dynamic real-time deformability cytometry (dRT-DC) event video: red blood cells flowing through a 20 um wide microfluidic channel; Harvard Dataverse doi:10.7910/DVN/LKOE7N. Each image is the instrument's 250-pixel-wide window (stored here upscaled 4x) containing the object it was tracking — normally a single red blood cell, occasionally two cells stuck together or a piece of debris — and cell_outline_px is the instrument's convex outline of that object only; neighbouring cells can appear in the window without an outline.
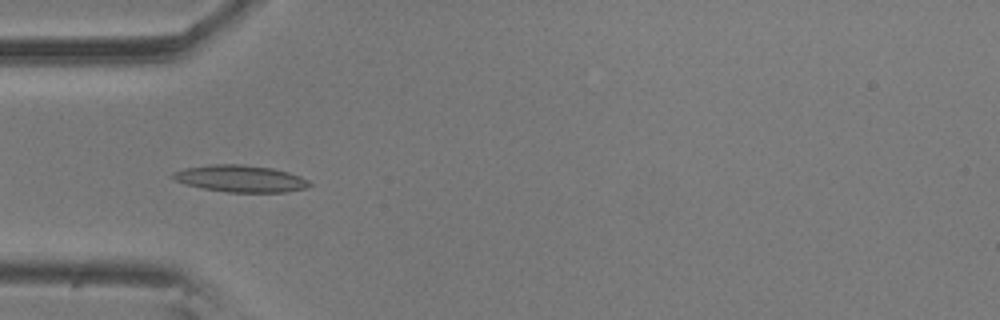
{"species": "common noctule bat (a hibernating species)", "species_latin": "Nyctalus noctula", "temperature_condition": "room temperature", "stored_images_in_passage": 47, "camera_frame_rate_fps": 3000, "um_per_image_px": 0.085, "animal": {"sex": "male", "body_mass_g": 20.5, "forearm_length_mm": 52.5}, "frame": {"image": 1, "passage_image": 16, "time_ms": 5.0, "image_size_px": [1000, 320], "cell_outline_px": [[312, 184], [308, 188], [288, 192], [228, 192], [204, 188], [184, 184], [168, 176], [172, 172], [184, 168], [208, 164], [240, 164], [272, 168], [288, 172], [300, 176], [308, 180]], "centroid_in_image_um": [20.43, 15.18], "position_along_channel_um": 64.6, "area_um2": 21.56}}
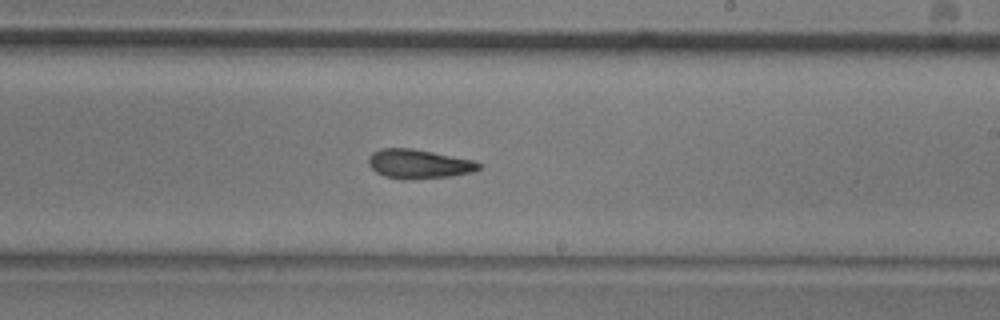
{"frame": {"image": 2, "passage_image": 32, "time_ms": 10.333, "image_size_px": [1000, 320], "cell_outline_px": [[480, 168], [472, 172], [452, 176], [404, 180], [400, 180], [384, 176], [376, 172], [368, 164], [368, 156], [372, 152], [380, 148], [412, 148], [472, 160], [480, 164]], "centroid_in_image_um": [35.53, 13.94], "position_along_channel_um": 253.5, "area_um2": 18.79}}
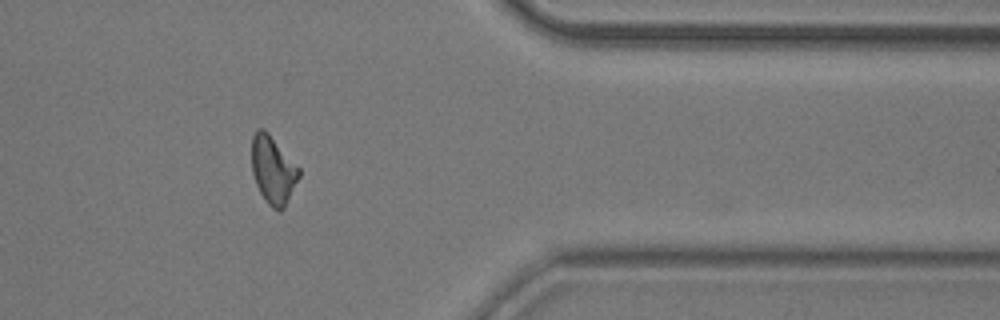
{"frame": {"image": 3, "passage_image": 45, "time_ms": 14.667, "image_size_px": [1000, 320], "cell_outline_px": [[300, 176], [284, 208], [280, 212], [272, 208], [268, 204], [260, 192], [256, 184], [252, 172], [252, 136], [256, 128], [264, 128], [268, 132], [300, 168]], "centroid_in_image_um": [23.2, 14.43], "position_along_channel_um": 388.2, "area_um2": 18.73}, "authors_computed_cell_mechanics": {"area_um2": 19.2474, "velocity_mm_per_s": 3.536, "shape_relaxation_time_tau1_ms": 11.3279, "shape_relaxation_time_tau2_ms": 4.8441, "deformation_change_tau1": 0.2453, "deformation_change_tau2": 0.1278}}